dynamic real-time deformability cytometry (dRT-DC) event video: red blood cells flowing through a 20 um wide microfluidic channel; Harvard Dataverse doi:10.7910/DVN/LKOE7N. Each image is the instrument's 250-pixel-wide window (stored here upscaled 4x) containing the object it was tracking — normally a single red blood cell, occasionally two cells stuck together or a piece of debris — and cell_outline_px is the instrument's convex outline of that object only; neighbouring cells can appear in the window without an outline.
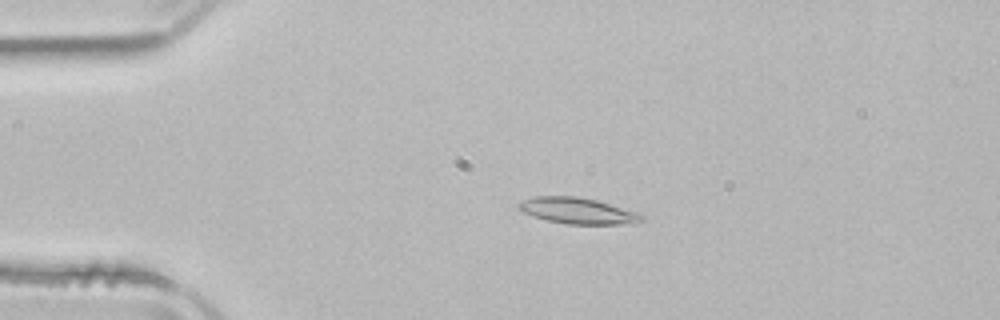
{"species": "common noctule bat (a hibernating species)", "species_latin": "Nyctalus noctula", "temperature_condition": "room temperature", "stored_images_in_passage": 52, "camera_frame_rate_fps": 3000, "um_per_image_px": 0.085, "animal": {"sex": "male", "body_mass_g": 21.5, "forearm_length_mm": 52.0}, "frame": {"image": 1, "passage_image": 11, "time_ms": 3.333, "image_size_px": [1000, 320], "cell_outline_px": [[644, 220], [632, 224], [568, 224], [548, 220], [532, 216], [516, 208], [516, 204], [524, 200], [536, 196], [576, 196], [596, 200], [640, 212], [644, 216]], "centroid_in_image_um": [49.14, 17.92], "position_along_channel_um": 35.9, "area_um2": 18.84}}
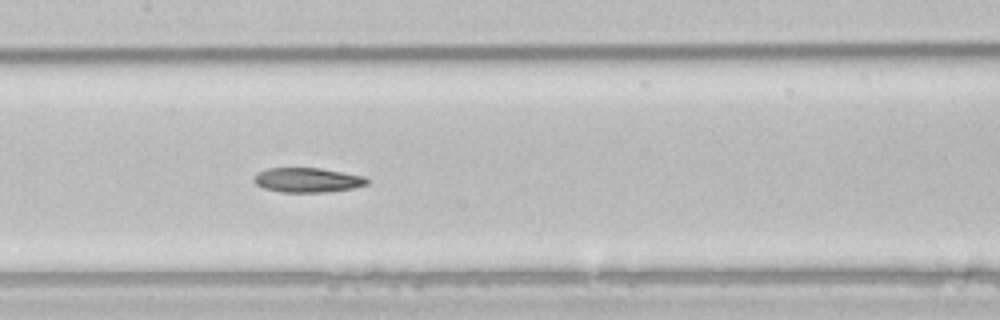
{"frame": {"image": 2, "passage_image": 25, "time_ms": 8.0, "image_size_px": [1000, 320], "cell_outline_px": [[368, 184], [352, 188], [324, 192], [280, 192], [264, 188], [256, 184], [252, 180], [252, 176], [256, 172], [268, 168], [320, 168], [364, 176], [368, 180]], "centroid_in_image_um": [26.07, 15.3], "position_along_channel_um": 181.3, "area_um2": 16.24}}
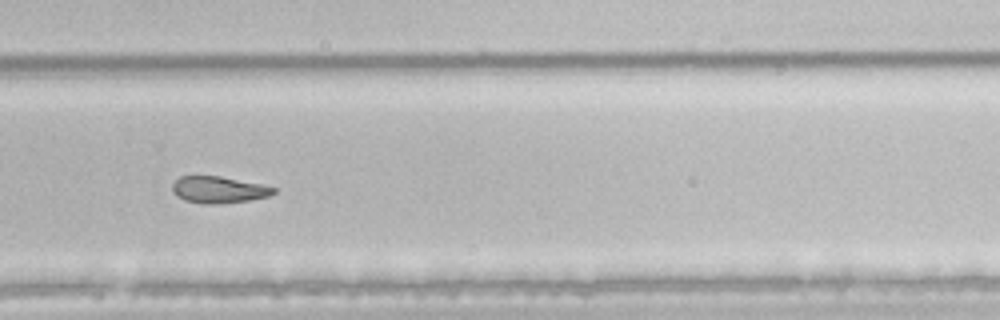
{"frame": {"image": 3, "passage_image": 35, "time_ms": 11.333, "image_size_px": [1000, 320], "cell_outline_px": [[276, 192], [268, 196], [248, 200], [216, 204], [204, 204], [184, 200], [176, 196], [172, 192], [172, 184], [180, 176], [220, 176], [260, 184], [276, 188]], "centroid_in_image_um": [18.54, 16.13], "position_along_channel_um": 311.3, "area_um2": 15.66}}